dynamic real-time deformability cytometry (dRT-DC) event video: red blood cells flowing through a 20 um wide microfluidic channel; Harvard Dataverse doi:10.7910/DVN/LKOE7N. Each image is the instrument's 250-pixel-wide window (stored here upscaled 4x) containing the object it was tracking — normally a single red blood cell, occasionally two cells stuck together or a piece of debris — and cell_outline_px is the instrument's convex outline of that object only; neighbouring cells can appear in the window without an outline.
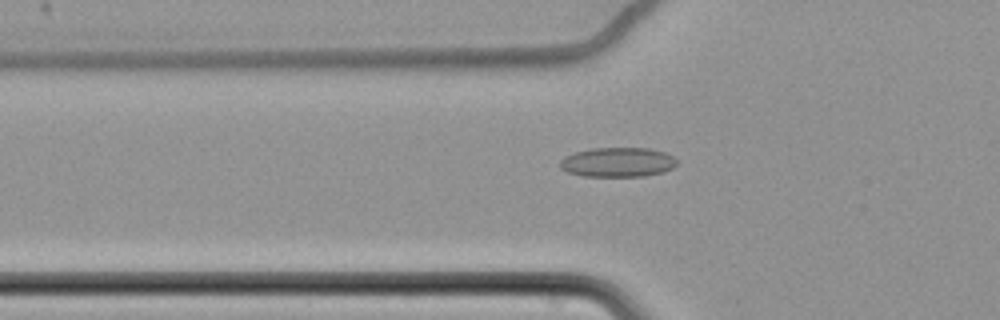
{"species": "common noctule bat (a hibernating species)", "species_latin": "Nyctalus noctula", "temperature_condition": "cold", "stored_images_in_passage": 62, "camera_frame_rate_fps": 3000, "um_per_image_px": 0.085, "animal": {"sex": "female", "body_mass_g": 22.7, "forearm_length_mm": 54.2}, "frame": {"image": 1, "passage_image": 23, "time_ms": 7.333, "image_size_px": [1000, 320], "cell_outline_px": [[676, 164], [672, 168], [664, 172], [644, 176], [584, 176], [568, 172], [560, 168], [560, 160], [564, 156], [576, 152], [592, 148], [648, 148], [664, 152], [672, 156], [676, 160]], "centroid_in_image_um": [52.49, 13.79], "position_along_channel_um": 73.3, "area_um2": 20.06}}
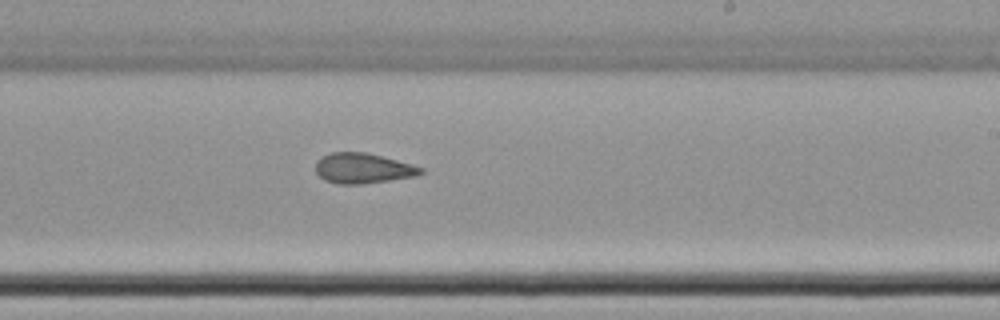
{"frame": {"image": 2, "passage_image": 39, "time_ms": 12.667, "image_size_px": [1000, 320], "cell_outline_px": [[424, 172], [416, 176], [360, 184], [336, 184], [324, 180], [316, 172], [316, 160], [320, 156], [332, 152], [364, 152], [412, 164], [424, 168]], "centroid_in_image_um": [30.81, 14.3], "position_along_channel_um": 258.2, "area_um2": 18.5}}
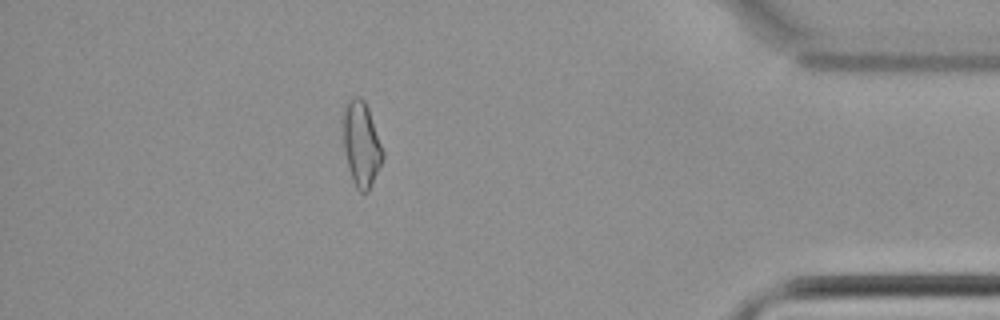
{"frame": {"image": 3, "passage_image": 55, "time_ms": 18.0, "image_size_px": [1000, 320], "cell_outline_px": [[384, 156], [372, 184], [368, 192], [360, 192], [356, 188], [352, 180], [348, 168], [344, 148], [344, 104], [352, 96], [360, 96], [364, 100], [368, 108], [384, 152]], "centroid_in_image_um": [30.71, 12.24], "position_along_channel_um": 404.5, "area_um2": 19.48}, "authors_computed_cell_mechanics": {"area_um2": 19.8254, "velocity_mm_per_s": 3.4905, "shape_relaxation_time_tau1_ms": null, "shape_relaxation_time_tau2_ms": 2.8128, "deformation_change_tau1": null, "deformation_change_tau2": 0.0904}}